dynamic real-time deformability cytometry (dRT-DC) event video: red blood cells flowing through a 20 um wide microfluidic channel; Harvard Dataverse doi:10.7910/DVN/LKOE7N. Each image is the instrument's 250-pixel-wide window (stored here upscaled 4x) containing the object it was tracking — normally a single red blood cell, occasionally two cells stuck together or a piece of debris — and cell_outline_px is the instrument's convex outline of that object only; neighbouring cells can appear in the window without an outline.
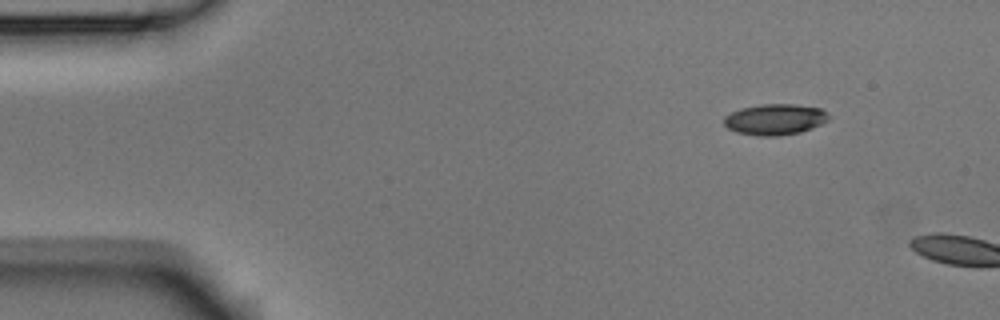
{"species": "Egyptian fruit bat (a non-hibernating species)", "species_latin": "Rousettus aegyptiacus", "temperature_condition": "room temperature", "stored_images_in_passage": 2, "camera_frame_rate_fps": 3000, "um_per_image_px": 0.085, "animal": {"sex": "male"}, "frame": {"image": 1, "passage_image": 1, "time_ms": 0.0, "image_size_px": [1000, 320], "cell_outline_px": [[832, 116], [828, 120], [812, 128], [800, 132], [776, 136], [756, 136], [736, 132], [728, 128], [724, 124], [724, 116], [740, 108], [760, 104], [792, 104], [820, 108]], "centroid_in_image_um": [65.86, 10.15], "position_along_channel_um": 19.1, "area_um2": 18.96}}